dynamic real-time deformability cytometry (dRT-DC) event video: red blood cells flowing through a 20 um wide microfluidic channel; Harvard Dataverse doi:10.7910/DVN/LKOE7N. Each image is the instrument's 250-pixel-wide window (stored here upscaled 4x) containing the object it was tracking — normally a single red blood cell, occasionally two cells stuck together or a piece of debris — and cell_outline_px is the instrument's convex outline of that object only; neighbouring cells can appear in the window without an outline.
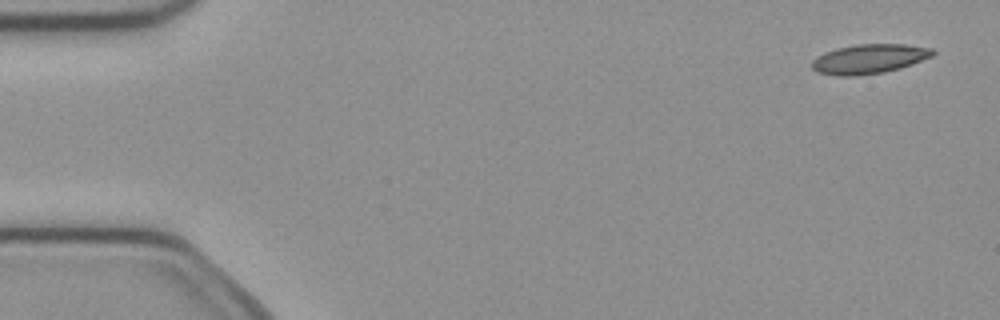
{"species": "common noctule bat (a hibernating species)", "species_latin": "Nyctalus noctula", "temperature_condition": "cold", "stored_images_in_passage": 5, "camera_frame_rate_fps": 3000, "um_per_image_px": 0.085, "animal": {"sex": "female", "body_mass_g": 21.9}, "frame": {"image": 1, "passage_image": 1, "time_ms": 0.0, "image_size_px": [1000, 320], "cell_outline_px": [[936, 52], [932, 56], [912, 64], [900, 68], [884, 72], [856, 76], [840, 76], [816, 72], [812, 68], [812, 60], [816, 56], [824, 52], [836, 48], [856, 44], [904, 44], [932, 48]], "centroid_in_image_um": [73.85, 5.0], "position_along_channel_um": 11.1, "area_um2": 20.87}}
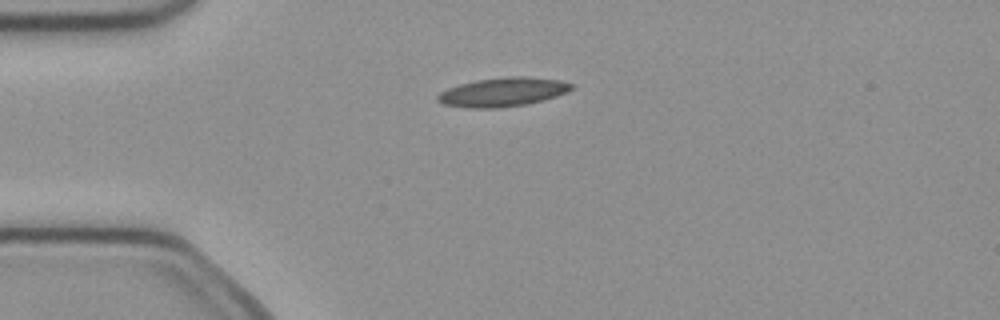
{"frame": {"image": 2, "passage_image": 4, "time_ms": 1.0, "image_size_px": [1000, 320], "cell_outline_px": [[572, 88], [568, 92], [544, 100], [524, 104], [496, 108], [464, 108], [444, 104], [436, 100], [436, 96], [440, 92], [448, 88], [460, 84], [476, 80], [508, 76], [520, 76], [560, 80], [572, 84]], "centroid_in_image_um": [42.7, 7.83], "position_along_channel_um": 42.3, "area_um2": 22.48}}